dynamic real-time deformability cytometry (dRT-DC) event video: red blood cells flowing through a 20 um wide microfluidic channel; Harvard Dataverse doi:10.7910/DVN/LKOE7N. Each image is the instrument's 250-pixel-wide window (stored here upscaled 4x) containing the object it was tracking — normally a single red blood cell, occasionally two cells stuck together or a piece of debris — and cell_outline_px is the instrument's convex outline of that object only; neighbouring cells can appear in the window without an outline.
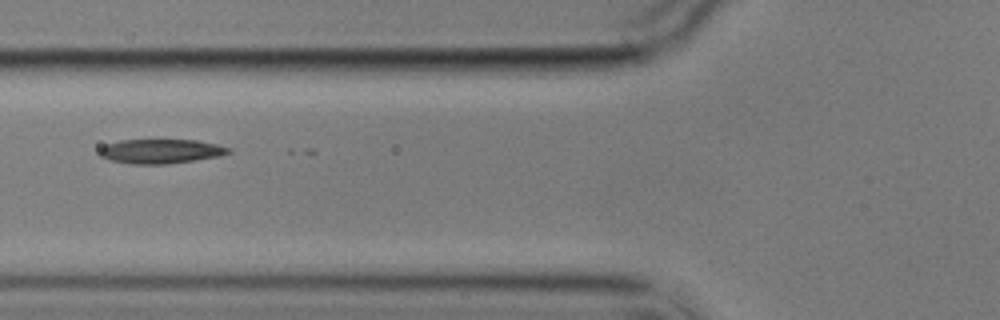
{"species": "common noctule bat (a hibernating species)", "species_latin": "Nyctalus noctula", "temperature_condition": "cold", "stored_images_in_passage": 3, "camera_frame_rate_fps": 3000, "um_per_image_px": 0.085, "animal": {"sex": "male", "body_mass_g": 17.9}, "frame": {"image": 1, "passage_image": 3, "time_ms": 2.333, "image_size_px": [1000, 320], "cell_outline_px": [[232, 152], [220, 156], [168, 164], [128, 164], [108, 160], [100, 156], [96, 152], [104, 144], [120, 140], [196, 140], [216, 144], [232, 148]], "centroid_in_image_um": [13.62, 12.86], "position_along_channel_um": 112.2, "area_um2": 18.61}}